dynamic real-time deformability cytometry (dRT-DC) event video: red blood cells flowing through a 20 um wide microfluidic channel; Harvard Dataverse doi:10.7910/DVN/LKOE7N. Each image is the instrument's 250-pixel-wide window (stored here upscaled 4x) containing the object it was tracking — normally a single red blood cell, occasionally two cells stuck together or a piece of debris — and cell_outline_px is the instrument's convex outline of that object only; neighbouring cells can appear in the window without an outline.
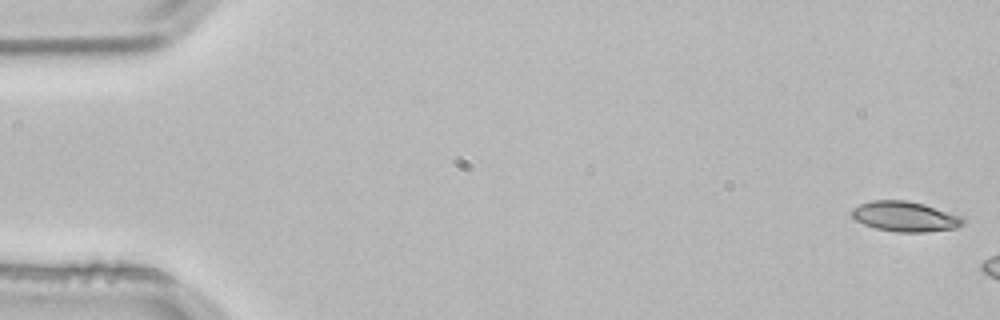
{"species": "common noctule bat (a hibernating species)", "species_latin": "Nyctalus noctula", "temperature_condition": "room temperature", "stored_images_in_passage": 5, "camera_frame_rate_fps": 3000, "um_per_image_px": 0.085, "animal": {"sex": "male", "body_mass_g": 21.5, "forearm_length_mm": 52.0}, "frame": {"image": 1, "passage_image": 1, "time_ms": 0.0, "image_size_px": [1000, 320], "cell_outline_px": [[964, 224], [956, 228], [924, 232], [896, 232], [876, 228], [864, 224], [856, 220], [852, 216], [852, 208], [860, 204], [872, 200], [904, 200], [924, 204], [964, 216]], "centroid_in_image_um": [76.96, 18.4], "position_along_channel_um": 8.0, "area_um2": 19.59}}
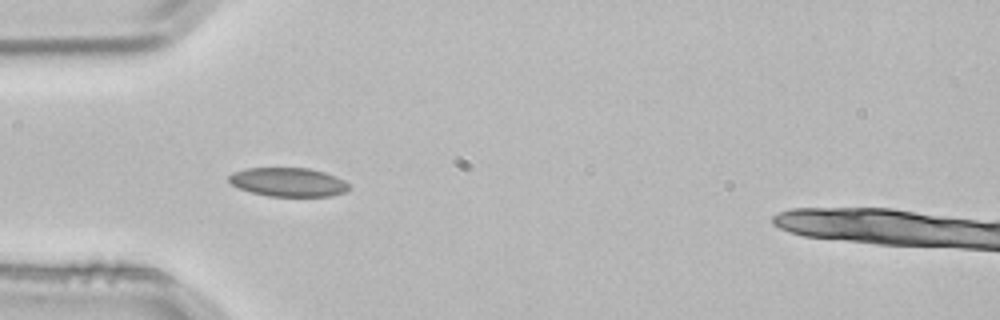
{"frame": {"image": 2, "passage_image": 5, "time_ms": 1.333, "image_size_px": [1000, 320], "cell_outline_px": [[348, 188], [344, 192], [328, 196], [268, 196], [252, 192], [240, 188], [232, 184], [228, 180], [228, 176], [232, 172], [244, 168], [308, 168], [324, 172], [336, 176], [344, 180], [348, 184]], "centroid_in_image_um": [24.47, 15.47], "position_along_channel_um": 60.5, "area_um2": 20.06}}